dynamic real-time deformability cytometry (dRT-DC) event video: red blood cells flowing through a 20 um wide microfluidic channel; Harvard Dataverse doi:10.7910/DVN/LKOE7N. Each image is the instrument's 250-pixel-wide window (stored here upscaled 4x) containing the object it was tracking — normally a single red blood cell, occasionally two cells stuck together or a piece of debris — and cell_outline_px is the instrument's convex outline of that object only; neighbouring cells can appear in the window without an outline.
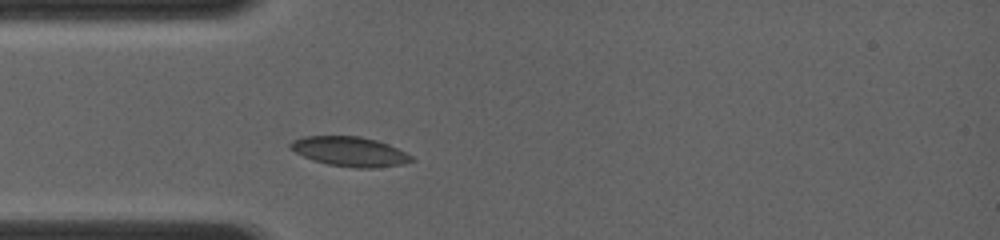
{"species": "common noctule bat (a hibernating species)", "species_latin": "Nyctalus noctula", "temperature_condition": "room temperature", "stored_images_in_passage": 1, "camera_frame_rate_fps": 4000, "um_per_image_px": 0.085, "animal": {"sex": "female", "body_mass_g": 19.0, "forearm_length_mm": 56.7}, "frame": {"image": 1, "passage_image": 1, "time_ms": 0.0, "image_size_px": [1000, 240], "cell_outline_px": [[416, 160], [404, 164], [376, 168], [356, 168], [328, 164], [312, 160], [288, 148], [288, 144], [292, 140], [304, 136], [360, 136], [376, 140], [388, 144], [412, 156]], "centroid_in_image_um": [29.72, 12.88], "position_along_channel_um": 55.3, "area_um2": 20.98}}